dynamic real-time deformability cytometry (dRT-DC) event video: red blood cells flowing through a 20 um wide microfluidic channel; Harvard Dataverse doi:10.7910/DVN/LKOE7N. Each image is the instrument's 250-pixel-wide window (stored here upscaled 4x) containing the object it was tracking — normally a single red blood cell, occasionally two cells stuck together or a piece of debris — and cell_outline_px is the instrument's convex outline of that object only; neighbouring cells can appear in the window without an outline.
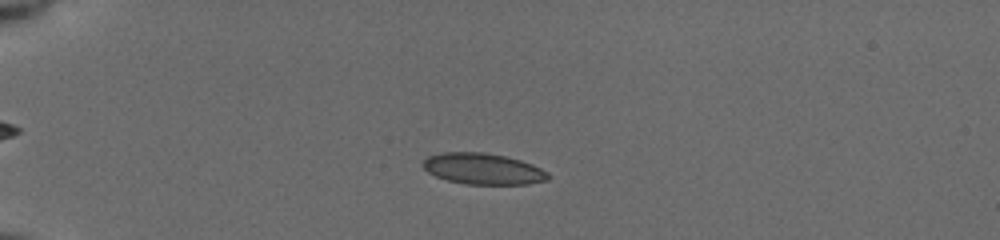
{"species": "common noctule bat (a hibernating species)", "species_latin": "Nyctalus noctula", "temperature_condition": "cold", "stored_images_in_passage": 54, "camera_frame_rate_fps": 3000, "um_per_image_px": 0.085, "animal": {"sex": "female", "body_mass_g": 19.5, "forearm_length_mm": 54.1}, "frame": {"image": 1, "passage_image": 15, "time_ms": 4.667, "image_size_px": [1000, 240], "cell_outline_px": [[552, 176], [548, 180], [528, 184], [464, 184], [448, 180], [436, 176], [428, 172], [420, 164], [428, 156], [444, 152], [484, 152], [504, 156], [520, 160], [532, 164], [548, 172]], "centroid_in_image_um": [41.07, 14.35], "position_along_channel_um": 43.9, "area_um2": 22.77}}
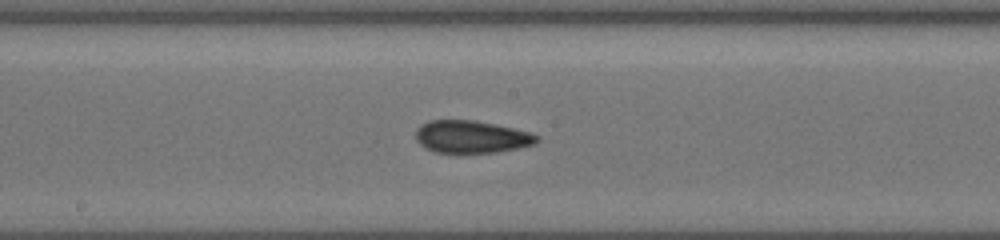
{"frame": {"image": 2, "passage_image": 31, "time_ms": 10.0, "image_size_px": [1000, 240], "cell_outline_px": [[540, 140], [536, 144], [496, 152], [432, 152], [424, 148], [416, 140], [416, 128], [420, 124], [428, 120], [472, 120], [496, 124], [532, 132], [540, 136]], "centroid_in_image_um": [40.08, 11.61], "position_along_channel_um": 208.1, "area_um2": 23.12}}
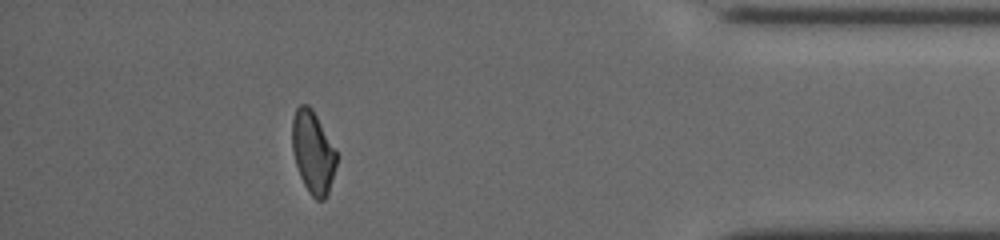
{"frame": {"image": 3, "passage_image": 49, "time_ms": 16.0, "image_size_px": [1000, 240], "cell_outline_px": [[336, 164], [328, 196], [324, 200], [316, 200], [308, 192], [300, 176], [292, 152], [292, 120], [296, 108], [300, 104], [308, 104], [312, 108], [336, 148]], "centroid_in_image_um": [26.6, 12.94], "position_along_channel_um": 408.6, "area_um2": 21.5}, "authors_computed_cell_mechanics": {"area_um2": 22.3686, "velocity_mm_per_s": 3.9281, "shape_relaxation_time_tau1_ms": 9.9232, "shape_relaxation_time_tau2_ms": 2.4222, "deformation_change_tau1": 0.201, "deformation_change_tau2": 0.0857}}